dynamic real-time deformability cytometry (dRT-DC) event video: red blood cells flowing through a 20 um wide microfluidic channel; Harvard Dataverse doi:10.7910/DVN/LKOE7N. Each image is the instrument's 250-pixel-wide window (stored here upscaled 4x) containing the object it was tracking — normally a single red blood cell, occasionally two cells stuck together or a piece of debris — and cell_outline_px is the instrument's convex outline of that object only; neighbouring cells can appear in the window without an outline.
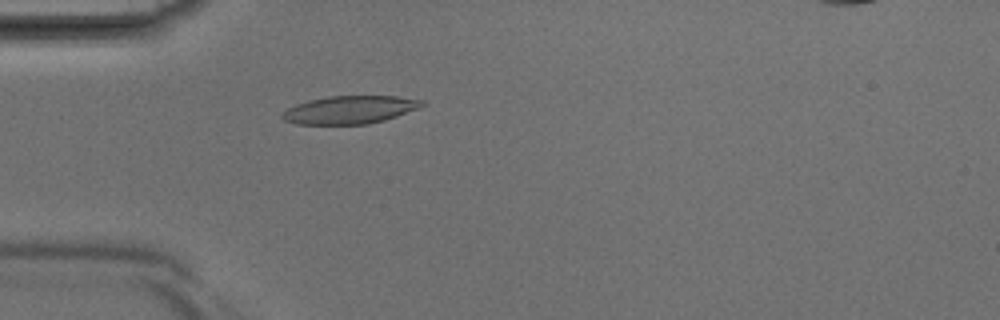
{"species": "Egyptian fruit bat (a non-hibernating species)", "species_latin": "Rousettus aegyptiacus", "temperature_condition": "room temperature", "stored_images_in_passage": 42, "segment_of_instrument_passage": [1, 2], "camera_frame_rate_fps": 3000, "um_per_image_px": 0.085, "animal": {"sex": "male"}, "frame": {"image": 1, "passage_image": 12, "time_ms": 3.667, "image_size_px": [1000, 320], "cell_outline_px": [[428, 104], [420, 108], [384, 120], [368, 124], [296, 124], [284, 120], [280, 116], [288, 108], [296, 104], [308, 100], [328, 96], [396, 96], [424, 100]], "centroid_in_image_um": [29.77, 9.32], "position_along_channel_um": 55.2, "area_um2": 22.83}}
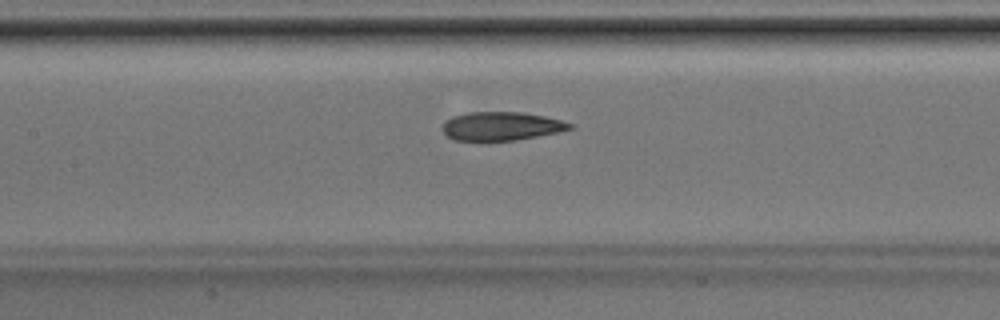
{"frame": {"image": 2, "passage_image": 19, "time_ms": 6.0, "image_size_px": [1000, 320], "cell_outline_px": [[572, 128], [560, 132], [516, 140], [456, 140], [448, 136], [444, 132], [444, 124], [452, 116], [468, 112], [524, 112], [544, 116], [560, 120], [572, 124]], "centroid_in_image_um": [42.65, 10.71], "position_along_channel_um": 164.8, "area_um2": 20.92}}
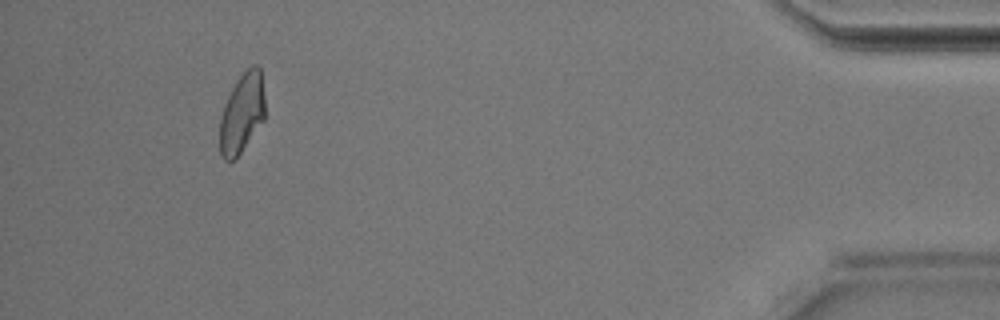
{"frame": {"image": 3, "passage_image": 38, "time_ms": 12.333, "image_size_px": [1000, 320], "cell_outline_px": [[264, 120], [236, 160], [224, 160], [220, 156], [220, 120], [224, 104], [236, 80], [252, 64], [256, 64], [260, 68], [264, 96]], "centroid_in_image_um": [20.56, 9.65], "position_along_channel_um": 414.6, "area_um2": 21.1}}